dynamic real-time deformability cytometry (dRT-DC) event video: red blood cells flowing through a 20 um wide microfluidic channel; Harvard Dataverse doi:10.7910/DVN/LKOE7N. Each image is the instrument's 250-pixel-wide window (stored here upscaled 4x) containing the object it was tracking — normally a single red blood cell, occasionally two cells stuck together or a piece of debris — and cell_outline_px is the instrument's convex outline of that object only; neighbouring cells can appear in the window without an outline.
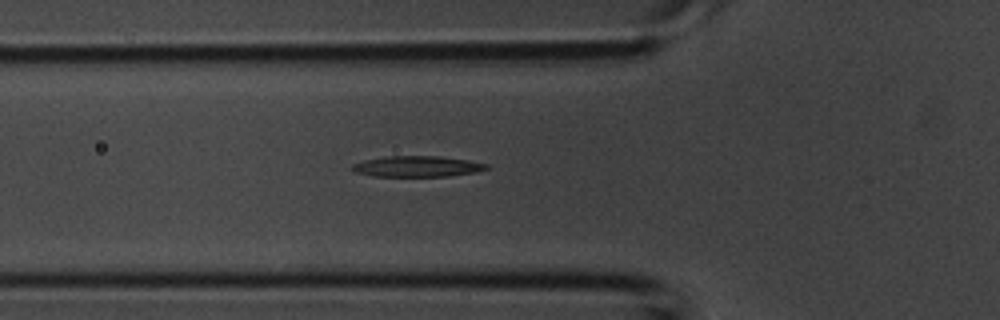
{"species": "common noctule bat (a hibernating species)", "species_latin": "Nyctalus noctula", "temperature_condition": "room temperature", "stored_images_in_passage": 5, "camera_frame_rate_fps": 3000, "um_per_image_px": 0.085, "animal": {"sex": "male", "body_mass_g": 20.1, "forearm_length_mm": 53.5}, "frame": {"image": 1, "passage_image": 5, "time_ms": 1.333, "image_size_px": [1000, 320], "cell_outline_px": [[488, 168], [476, 172], [448, 176], [372, 176], [356, 172], [352, 168], [352, 164], [364, 160], [388, 156], [440, 156], [468, 160], [488, 164]], "centroid_in_image_um": [35.47, 14.14], "position_along_channel_um": 90.3, "area_um2": 16.18}}